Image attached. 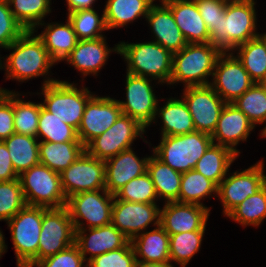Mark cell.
<instances>
[{"instance_id": "obj_1", "label": "cell", "mask_w": 266, "mask_h": 267, "mask_svg": "<svg viewBox=\"0 0 266 267\" xmlns=\"http://www.w3.org/2000/svg\"><path fill=\"white\" fill-rule=\"evenodd\" d=\"M34 33L33 30L25 31L5 49L12 52L6 59L0 56V69H5L7 79H15L18 82L45 76L47 79H43L42 84L45 86L58 80L49 77V70L56 62L50 57L42 40ZM2 58L5 61L1 60Z\"/></svg>"}, {"instance_id": "obj_2", "label": "cell", "mask_w": 266, "mask_h": 267, "mask_svg": "<svg viewBox=\"0 0 266 267\" xmlns=\"http://www.w3.org/2000/svg\"><path fill=\"white\" fill-rule=\"evenodd\" d=\"M255 0H229L210 42L221 52L233 50L258 36Z\"/></svg>"}, {"instance_id": "obj_3", "label": "cell", "mask_w": 266, "mask_h": 267, "mask_svg": "<svg viewBox=\"0 0 266 267\" xmlns=\"http://www.w3.org/2000/svg\"><path fill=\"white\" fill-rule=\"evenodd\" d=\"M119 54L127 64V73L170 83L173 53L155 41L143 43L119 42Z\"/></svg>"}, {"instance_id": "obj_4", "label": "cell", "mask_w": 266, "mask_h": 267, "mask_svg": "<svg viewBox=\"0 0 266 267\" xmlns=\"http://www.w3.org/2000/svg\"><path fill=\"white\" fill-rule=\"evenodd\" d=\"M222 52L211 43H188L173 53L172 74L169 85L184 83L187 86L209 85L215 63ZM208 77V78H207Z\"/></svg>"}, {"instance_id": "obj_5", "label": "cell", "mask_w": 266, "mask_h": 267, "mask_svg": "<svg viewBox=\"0 0 266 267\" xmlns=\"http://www.w3.org/2000/svg\"><path fill=\"white\" fill-rule=\"evenodd\" d=\"M212 144L211 135L199 131L177 136H161L160 143L152 148V154L182 174L194 169L197 161Z\"/></svg>"}, {"instance_id": "obj_6", "label": "cell", "mask_w": 266, "mask_h": 267, "mask_svg": "<svg viewBox=\"0 0 266 267\" xmlns=\"http://www.w3.org/2000/svg\"><path fill=\"white\" fill-rule=\"evenodd\" d=\"M42 107L55 117L78 130L88 100L94 95L88 87H77L74 82L57 80L41 87Z\"/></svg>"}, {"instance_id": "obj_7", "label": "cell", "mask_w": 266, "mask_h": 267, "mask_svg": "<svg viewBox=\"0 0 266 267\" xmlns=\"http://www.w3.org/2000/svg\"><path fill=\"white\" fill-rule=\"evenodd\" d=\"M43 220V207L26 205L7 221L17 267H34L38 263V245Z\"/></svg>"}, {"instance_id": "obj_8", "label": "cell", "mask_w": 266, "mask_h": 267, "mask_svg": "<svg viewBox=\"0 0 266 267\" xmlns=\"http://www.w3.org/2000/svg\"><path fill=\"white\" fill-rule=\"evenodd\" d=\"M25 202L29 206L62 208L67 198L61 186V176L39 163L19 175Z\"/></svg>"}, {"instance_id": "obj_9", "label": "cell", "mask_w": 266, "mask_h": 267, "mask_svg": "<svg viewBox=\"0 0 266 267\" xmlns=\"http://www.w3.org/2000/svg\"><path fill=\"white\" fill-rule=\"evenodd\" d=\"M113 201V194L106 189H100L80 192L68 197L65 207L75 230H79L111 224ZM83 220L87 221L85 227Z\"/></svg>"}, {"instance_id": "obj_10", "label": "cell", "mask_w": 266, "mask_h": 267, "mask_svg": "<svg viewBox=\"0 0 266 267\" xmlns=\"http://www.w3.org/2000/svg\"><path fill=\"white\" fill-rule=\"evenodd\" d=\"M146 128L137 120L123 113L104 133L94 138L85 150L93 157L107 160L120 152L132 148L137 137L143 138Z\"/></svg>"}, {"instance_id": "obj_11", "label": "cell", "mask_w": 266, "mask_h": 267, "mask_svg": "<svg viewBox=\"0 0 266 267\" xmlns=\"http://www.w3.org/2000/svg\"><path fill=\"white\" fill-rule=\"evenodd\" d=\"M75 228L66 207H43L38 245V262L75 243Z\"/></svg>"}, {"instance_id": "obj_12", "label": "cell", "mask_w": 266, "mask_h": 267, "mask_svg": "<svg viewBox=\"0 0 266 267\" xmlns=\"http://www.w3.org/2000/svg\"><path fill=\"white\" fill-rule=\"evenodd\" d=\"M264 170V162L261 160L240 172L235 171L220 182L217 197L223 204V215L227 216L237 205L266 184Z\"/></svg>"}, {"instance_id": "obj_13", "label": "cell", "mask_w": 266, "mask_h": 267, "mask_svg": "<svg viewBox=\"0 0 266 267\" xmlns=\"http://www.w3.org/2000/svg\"><path fill=\"white\" fill-rule=\"evenodd\" d=\"M210 86L226 102L232 103L255 82L233 52H222L215 63Z\"/></svg>"}, {"instance_id": "obj_14", "label": "cell", "mask_w": 266, "mask_h": 267, "mask_svg": "<svg viewBox=\"0 0 266 267\" xmlns=\"http://www.w3.org/2000/svg\"><path fill=\"white\" fill-rule=\"evenodd\" d=\"M153 79L126 72V101L118 100L123 114L148 128L156 123L158 99L152 86Z\"/></svg>"}, {"instance_id": "obj_15", "label": "cell", "mask_w": 266, "mask_h": 267, "mask_svg": "<svg viewBox=\"0 0 266 267\" xmlns=\"http://www.w3.org/2000/svg\"><path fill=\"white\" fill-rule=\"evenodd\" d=\"M60 176L66 198L80 192L105 189V161L85 150Z\"/></svg>"}, {"instance_id": "obj_16", "label": "cell", "mask_w": 266, "mask_h": 267, "mask_svg": "<svg viewBox=\"0 0 266 267\" xmlns=\"http://www.w3.org/2000/svg\"><path fill=\"white\" fill-rule=\"evenodd\" d=\"M183 90L182 98L192 115L195 130L212 135L226 102L210 85L187 86Z\"/></svg>"}, {"instance_id": "obj_17", "label": "cell", "mask_w": 266, "mask_h": 267, "mask_svg": "<svg viewBox=\"0 0 266 267\" xmlns=\"http://www.w3.org/2000/svg\"><path fill=\"white\" fill-rule=\"evenodd\" d=\"M159 219L157 203L128 202L114 197L111 224L130 240L145 232L150 224L157 227Z\"/></svg>"}, {"instance_id": "obj_18", "label": "cell", "mask_w": 266, "mask_h": 267, "mask_svg": "<svg viewBox=\"0 0 266 267\" xmlns=\"http://www.w3.org/2000/svg\"><path fill=\"white\" fill-rule=\"evenodd\" d=\"M95 95L86 103L77 130L78 138L85 147L110 128L122 113L118 100Z\"/></svg>"}, {"instance_id": "obj_19", "label": "cell", "mask_w": 266, "mask_h": 267, "mask_svg": "<svg viewBox=\"0 0 266 267\" xmlns=\"http://www.w3.org/2000/svg\"><path fill=\"white\" fill-rule=\"evenodd\" d=\"M209 213L206 205L167 202L160 208L159 224L168 234L205 230Z\"/></svg>"}, {"instance_id": "obj_20", "label": "cell", "mask_w": 266, "mask_h": 267, "mask_svg": "<svg viewBox=\"0 0 266 267\" xmlns=\"http://www.w3.org/2000/svg\"><path fill=\"white\" fill-rule=\"evenodd\" d=\"M253 129L255 126L241 110L233 103H226L211 137L214 144L227 147L239 156L237 145L246 141Z\"/></svg>"}, {"instance_id": "obj_21", "label": "cell", "mask_w": 266, "mask_h": 267, "mask_svg": "<svg viewBox=\"0 0 266 267\" xmlns=\"http://www.w3.org/2000/svg\"><path fill=\"white\" fill-rule=\"evenodd\" d=\"M75 231V244L86 262L103 253L125 247L131 241L113 224Z\"/></svg>"}, {"instance_id": "obj_22", "label": "cell", "mask_w": 266, "mask_h": 267, "mask_svg": "<svg viewBox=\"0 0 266 267\" xmlns=\"http://www.w3.org/2000/svg\"><path fill=\"white\" fill-rule=\"evenodd\" d=\"M105 38L78 40L65 61L81 72L84 78L90 74L96 76L108 61L111 52L119 54V44L110 48Z\"/></svg>"}, {"instance_id": "obj_23", "label": "cell", "mask_w": 266, "mask_h": 267, "mask_svg": "<svg viewBox=\"0 0 266 267\" xmlns=\"http://www.w3.org/2000/svg\"><path fill=\"white\" fill-rule=\"evenodd\" d=\"M148 160L149 156L140 159L133 148L105 160V189L114 195L130 180L147 172Z\"/></svg>"}, {"instance_id": "obj_24", "label": "cell", "mask_w": 266, "mask_h": 267, "mask_svg": "<svg viewBox=\"0 0 266 267\" xmlns=\"http://www.w3.org/2000/svg\"><path fill=\"white\" fill-rule=\"evenodd\" d=\"M187 43H209L210 35L195 0H164Z\"/></svg>"}, {"instance_id": "obj_25", "label": "cell", "mask_w": 266, "mask_h": 267, "mask_svg": "<svg viewBox=\"0 0 266 267\" xmlns=\"http://www.w3.org/2000/svg\"><path fill=\"white\" fill-rule=\"evenodd\" d=\"M153 4L146 16L154 40L172 53L183 49L188 43L178 28L171 10L161 1Z\"/></svg>"}, {"instance_id": "obj_26", "label": "cell", "mask_w": 266, "mask_h": 267, "mask_svg": "<svg viewBox=\"0 0 266 267\" xmlns=\"http://www.w3.org/2000/svg\"><path fill=\"white\" fill-rule=\"evenodd\" d=\"M131 243L137 260L170 264L169 234L160 224L137 235Z\"/></svg>"}, {"instance_id": "obj_27", "label": "cell", "mask_w": 266, "mask_h": 267, "mask_svg": "<svg viewBox=\"0 0 266 267\" xmlns=\"http://www.w3.org/2000/svg\"><path fill=\"white\" fill-rule=\"evenodd\" d=\"M44 23L42 22L37 26V28L44 26L45 29L37 36L42 40L50 57L58 64L64 61L71 53L78 39L68 18L66 24L54 22Z\"/></svg>"}, {"instance_id": "obj_28", "label": "cell", "mask_w": 266, "mask_h": 267, "mask_svg": "<svg viewBox=\"0 0 266 267\" xmlns=\"http://www.w3.org/2000/svg\"><path fill=\"white\" fill-rule=\"evenodd\" d=\"M156 116L162 121L161 136H177L195 132L192 115L187 104L181 97L169 98L163 107L157 105Z\"/></svg>"}, {"instance_id": "obj_29", "label": "cell", "mask_w": 266, "mask_h": 267, "mask_svg": "<svg viewBox=\"0 0 266 267\" xmlns=\"http://www.w3.org/2000/svg\"><path fill=\"white\" fill-rule=\"evenodd\" d=\"M154 0H107L103 9L108 30L133 23L143 16L146 19Z\"/></svg>"}, {"instance_id": "obj_30", "label": "cell", "mask_w": 266, "mask_h": 267, "mask_svg": "<svg viewBox=\"0 0 266 267\" xmlns=\"http://www.w3.org/2000/svg\"><path fill=\"white\" fill-rule=\"evenodd\" d=\"M85 151L82 142H39L40 163L57 173H62Z\"/></svg>"}, {"instance_id": "obj_31", "label": "cell", "mask_w": 266, "mask_h": 267, "mask_svg": "<svg viewBox=\"0 0 266 267\" xmlns=\"http://www.w3.org/2000/svg\"><path fill=\"white\" fill-rule=\"evenodd\" d=\"M149 174L157 193V197L165 199L164 203L178 201L182 174L164 164L154 154L147 162Z\"/></svg>"}, {"instance_id": "obj_32", "label": "cell", "mask_w": 266, "mask_h": 267, "mask_svg": "<svg viewBox=\"0 0 266 267\" xmlns=\"http://www.w3.org/2000/svg\"><path fill=\"white\" fill-rule=\"evenodd\" d=\"M237 157L229 148L213 143L197 161L194 169L218 186L229 175V168Z\"/></svg>"}, {"instance_id": "obj_33", "label": "cell", "mask_w": 266, "mask_h": 267, "mask_svg": "<svg viewBox=\"0 0 266 267\" xmlns=\"http://www.w3.org/2000/svg\"><path fill=\"white\" fill-rule=\"evenodd\" d=\"M3 142L9 151L14 170L18 175L40 163V141L37 137L13 133Z\"/></svg>"}, {"instance_id": "obj_34", "label": "cell", "mask_w": 266, "mask_h": 267, "mask_svg": "<svg viewBox=\"0 0 266 267\" xmlns=\"http://www.w3.org/2000/svg\"><path fill=\"white\" fill-rule=\"evenodd\" d=\"M218 186L200 174L195 169L182 173L180 192L177 202L192 203L204 206L201 200L210 199L211 195L217 197ZM214 193V194H213Z\"/></svg>"}, {"instance_id": "obj_35", "label": "cell", "mask_w": 266, "mask_h": 267, "mask_svg": "<svg viewBox=\"0 0 266 267\" xmlns=\"http://www.w3.org/2000/svg\"><path fill=\"white\" fill-rule=\"evenodd\" d=\"M233 52L237 53V58L255 83L266 77V48L258 37L237 46Z\"/></svg>"}, {"instance_id": "obj_36", "label": "cell", "mask_w": 266, "mask_h": 267, "mask_svg": "<svg viewBox=\"0 0 266 267\" xmlns=\"http://www.w3.org/2000/svg\"><path fill=\"white\" fill-rule=\"evenodd\" d=\"M226 217L244 227H258L266 218V184L237 205Z\"/></svg>"}, {"instance_id": "obj_37", "label": "cell", "mask_w": 266, "mask_h": 267, "mask_svg": "<svg viewBox=\"0 0 266 267\" xmlns=\"http://www.w3.org/2000/svg\"><path fill=\"white\" fill-rule=\"evenodd\" d=\"M16 20L26 31H36V27L44 22L45 16L51 13V0H7ZM13 6V7H12Z\"/></svg>"}, {"instance_id": "obj_38", "label": "cell", "mask_w": 266, "mask_h": 267, "mask_svg": "<svg viewBox=\"0 0 266 267\" xmlns=\"http://www.w3.org/2000/svg\"><path fill=\"white\" fill-rule=\"evenodd\" d=\"M205 230L169 234L170 264L176 262L180 267H186L192 257L201 248Z\"/></svg>"}, {"instance_id": "obj_39", "label": "cell", "mask_w": 266, "mask_h": 267, "mask_svg": "<svg viewBox=\"0 0 266 267\" xmlns=\"http://www.w3.org/2000/svg\"><path fill=\"white\" fill-rule=\"evenodd\" d=\"M42 141L53 143L81 142L78 138L77 130L61 121L54 114L48 112L41 106L39 115L37 138Z\"/></svg>"}, {"instance_id": "obj_40", "label": "cell", "mask_w": 266, "mask_h": 267, "mask_svg": "<svg viewBox=\"0 0 266 267\" xmlns=\"http://www.w3.org/2000/svg\"><path fill=\"white\" fill-rule=\"evenodd\" d=\"M102 13L100 17L95 9H86L67 15L78 40H93L104 37L102 32L108 29L104 11Z\"/></svg>"}, {"instance_id": "obj_41", "label": "cell", "mask_w": 266, "mask_h": 267, "mask_svg": "<svg viewBox=\"0 0 266 267\" xmlns=\"http://www.w3.org/2000/svg\"><path fill=\"white\" fill-rule=\"evenodd\" d=\"M253 123H266V89L260 83H254L246 92L232 102Z\"/></svg>"}, {"instance_id": "obj_42", "label": "cell", "mask_w": 266, "mask_h": 267, "mask_svg": "<svg viewBox=\"0 0 266 267\" xmlns=\"http://www.w3.org/2000/svg\"><path fill=\"white\" fill-rule=\"evenodd\" d=\"M14 91V128L15 133L37 137L39 115L42 104L24 101L20 93Z\"/></svg>"}, {"instance_id": "obj_43", "label": "cell", "mask_w": 266, "mask_h": 267, "mask_svg": "<svg viewBox=\"0 0 266 267\" xmlns=\"http://www.w3.org/2000/svg\"><path fill=\"white\" fill-rule=\"evenodd\" d=\"M114 197L140 203H157L158 200L155 186L147 172L130 180L114 194Z\"/></svg>"}, {"instance_id": "obj_44", "label": "cell", "mask_w": 266, "mask_h": 267, "mask_svg": "<svg viewBox=\"0 0 266 267\" xmlns=\"http://www.w3.org/2000/svg\"><path fill=\"white\" fill-rule=\"evenodd\" d=\"M26 205L19 178L0 182V221H9Z\"/></svg>"}, {"instance_id": "obj_45", "label": "cell", "mask_w": 266, "mask_h": 267, "mask_svg": "<svg viewBox=\"0 0 266 267\" xmlns=\"http://www.w3.org/2000/svg\"><path fill=\"white\" fill-rule=\"evenodd\" d=\"M136 256L131 241L118 248L94 257L87 262V267H135Z\"/></svg>"}, {"instance_id": "obj_46", "label": "cell", "mask_w": 266, "mask_h": 267, "mask_svg": "<svg viewBox=\"0 0 266 267\" xmlns=\"http://www.w3.org/2000/svg\"><path fill=\"white\" fill-rule=\"evenodd\" d=\"M26 30L13 16L8 1L0 0V48L6 49Z\"/></svg>"}, {"instance_id": "obj_47", "label": "cell", "mask_w": 266, "mask_h": 267, "mask_svg": "<svg viewBox=\"0 0 266 267\" xmlns=\"http://www.w3.org/2000/svg\"><path fill=\"white\" fill-rule=\"evenodd\" d=\"M74 243L57 254L39 261L34 267H87V263Z\"/></svg>"}, {"instance_id": "obj_48", "label": "cell", "mask_w": 266, "mask_h": 267, "mask_svg": "<svg viewBox=\"0 0 266 267\" xmlns=\"http://www.w3.org/2000/svg\"><path fill=\"white\" fill-rule=\"evenodd\" d=\"M0 141L15 133L14 91L0 87Z\"/></svg>"}, {"instance_id": "obj_49", "label": "cell", "mask_w": 266, "mask_h": 267, "mask_svg": "<svg viewBox=\"0 0 266 267\" xmlns=\"http://www.w3.org/2000/svg\"><path fill=\"white\" fill-rule=\"evenodd\" d=\"M228 1L229 0H195L210 36L217 30L221 15H225V7Z\"/></svg>"}, {"instance_id": "obj_50", "label": "cell", "mask_w": 266, "mask_h": 267, "mask_svg": "<svg viewBox=\"0 0 266 267\" xmlns=\"http://www.w3.org/2000/svg\"><path fill=\"white\" fill-rule=\"evenodd\" d=\"M15 172L9 151L3 141H0V182L18 179Z\"/></svg>"}, {"instance_id": "obj_51", "label": "cell", "mask_w": 266, "mask_h": 267, "mask_svg": "<svg viewBox=\"0 0 266 267\" xmlns=\"http://www.w3.org/2000/svg\"><path fill=\"white\" fill-rule=\"evenodd\" d=\"M67 2L68 14L79 10L94 9L97 0H65Z\"/></svg>"}, {"instance_id": "obj_52", "label": "cell", "mask_w": 266, "mask_h": 267, "mask_svg": "<svg viewBox=\"0 0 266 267\" xmlns=\"http://www.w3.org/2000/svg\"><path fill=\"white\" fill-rule=\"evenodd\" d=\"M135 267H173L171 264L136 261Z\"/></svg>"}, {"instance_id": "obj_53", "label": "cell", "mask_w": 266, "mask_h": 267, "mask_svg": "<svg viewBox=\"0 0 266 267\" xmlns=\"http://www.w3.org/2000/svg\"><path fill=\"white\" fill-rule=\"evenodd\" d=\"M3 232L0 230V258L6 252L7 245L5 244Z\"/></svg>"}, {"instance_id": "obj_54", "label": "cell", "mask_w": 266, "mask_h": 267, "mask_svg": "<svg viewBox=\"0 0 266 267\" xmlns=\"http://www.w3.org/2000/svg\"><path fill=\"white\" fill-rule=\"evenodd\" d=\"M262 42H263V44L265 45V48H266V33H264V34H258V36H257Z\"/></svg>"}, {"instance_id": "obj_55", "label": "cell", "mask_w": 266, "mask_h": 267, "mask_svg": "<svg viewBox=\"0 0 266 267\" xmlns=\"http://www.w3.org/2000/svg\"><path fill=\"white\" fill-rule=\"evenodd\" d=\"M261 135V137H264V138H266V124H265V127H263V129H262V131H261V133H260Z\"/></svg>"}, {"instance_id": "obj_56", "label": "cell", "mask_w": 266, "mask_h": 267, "mask_svg": "<svg viewBox=\"0 0 266 267\" xmlns=\"http://www.w3.org/2000/svg\"><path fill=\"white\" fill-rule=\"evenodd\" d=\"M260 84L266 89V77L260 82Z\"/></svg>"}]
</instances>
